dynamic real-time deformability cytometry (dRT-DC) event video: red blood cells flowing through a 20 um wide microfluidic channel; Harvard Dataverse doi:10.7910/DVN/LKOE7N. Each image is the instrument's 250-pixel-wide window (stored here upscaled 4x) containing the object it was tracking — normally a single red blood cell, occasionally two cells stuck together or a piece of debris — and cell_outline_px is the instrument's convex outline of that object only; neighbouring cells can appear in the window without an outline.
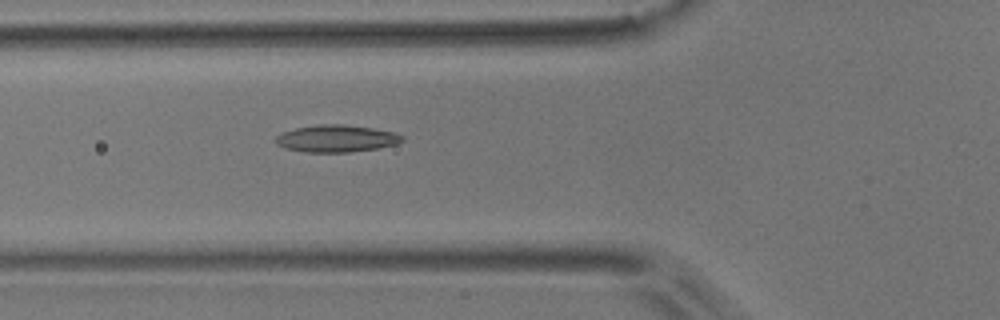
{"species": "common noctule bat (a hibernating species)", "species_latin": "Nyctalus noctula", "temperature_condition": "room temperature", "stored_images_in_passage": 5, "camera_frame_rate_fps": 3000, "um_per_image_px": 0.085, "animal": {"sex": "male", "body_mass_g": 17.9}, "frame": {"image": 1, "passage_image": 5, "time_ms": 1.333, "image_size_px": [1000, 320], "cell_outline_px": [[404, 140], [396, 144], [380, 148], [348, 152], [308, 152], [284, 148], [276, 144], [276, 136], [280, 132], [296, 128], [316, 124], [344, 124], [372, 128], [392, 132], [404, 136]], "centroid_in_image_um": [28.58, 11.77], "position_along_channel_um": 97.2, "area_um2": 20.06}}